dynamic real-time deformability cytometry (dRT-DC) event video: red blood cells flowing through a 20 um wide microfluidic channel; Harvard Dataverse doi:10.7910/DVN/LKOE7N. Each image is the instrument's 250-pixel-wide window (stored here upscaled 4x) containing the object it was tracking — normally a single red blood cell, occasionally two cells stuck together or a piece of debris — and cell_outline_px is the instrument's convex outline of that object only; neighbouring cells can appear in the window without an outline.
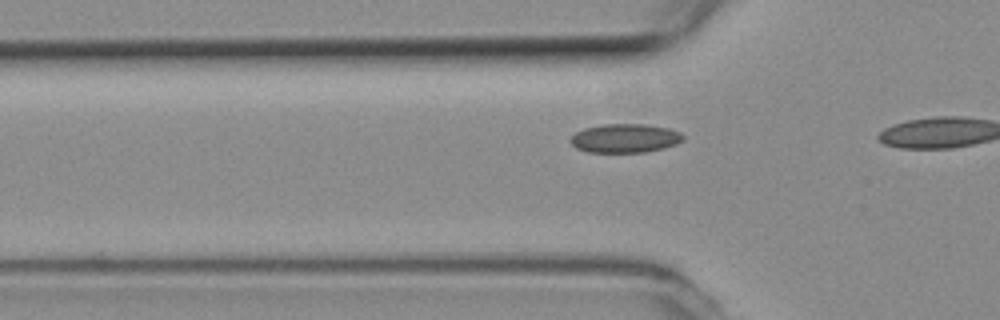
{"species": "common noctule bat (a hibernating species)", "species_latin": "Nyctalus noctula", "temperature_condition": "room temperature", "stored_images_in_passage": 4, "camera_frame_rate_fps": 3000, "um_per_image_px": 0.085, "animal": {"sex": "female", "body_mass_g": 19.3, "forearm_length_mm": 54.1}, "frame": {"image": 1, "passage_image": 2, "time_ms": 0.333, "image_size_px": [1000, 320], "cell_outline_px": [[684, 140], [676, 144], [664, 148], [644, 152], [588, 152], [576, 148], [568, 140], [576, 132], [584, 128], [604, 124], [644, 124], [668, 128], [680, 132], [684, 136]], "centroid_in_image_um": [53.12, 11.75], "position_along_channel_um": 72.7, "area_um2": 18.96}}